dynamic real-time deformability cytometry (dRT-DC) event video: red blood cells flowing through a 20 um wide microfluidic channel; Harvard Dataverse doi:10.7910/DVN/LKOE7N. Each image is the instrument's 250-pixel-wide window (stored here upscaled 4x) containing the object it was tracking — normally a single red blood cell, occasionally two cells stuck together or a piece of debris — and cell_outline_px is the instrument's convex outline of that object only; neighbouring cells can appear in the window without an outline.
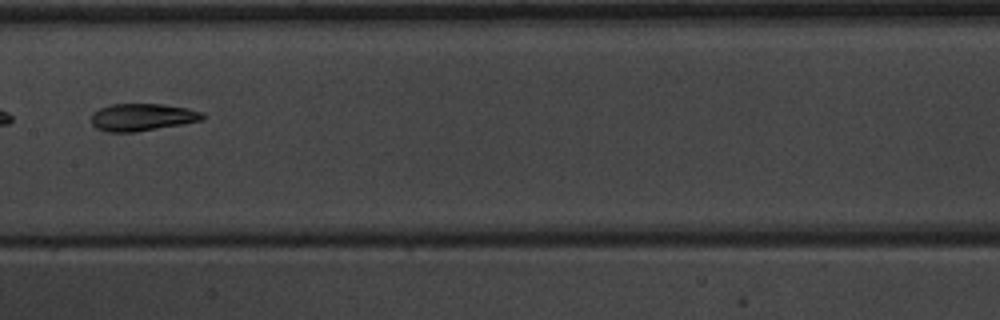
{"species": "common noctule bat (a hibernating species)", "species_latin": "Nyctalus noctula", "temperature_condition": "warm", "stored_images_in_passage": 9, "camera_frame_rate_fps": 3000, "um_per_image_px": 0.085, "animal": {"sex": "male", "body_mass_g": 20.1, "forearm_length_mm": 53.5}, "frame": {"image": 1, "passage_image": 8, "time_ms": 8.333, "image_size_px": [1000, 320], "cell_outline_px": [[204, 120], [184, 124], [136, 132], [104, 132], [96, 128], [92, 124], [92, 112], [100, 108], [112, 104], [160, 104], [188, 108], [204, 112]], "centroid_in_image_um": [12.1, 9.97], "position_along_channel_um": 195.3, "area_um2": 17.92}}
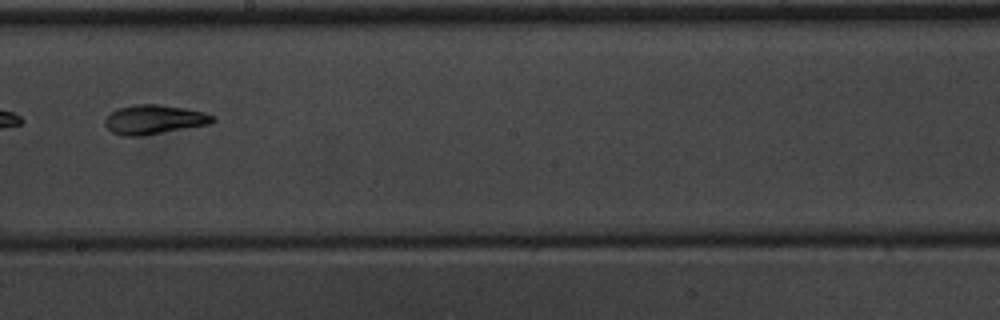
{"frame": {"image": 2, "passage_image": 9, "time_ms": 9.333, "image_size_px": [1000, 320], "cell_outline_px": [[216, 120], [212, 124], [140, 136], [124, 136], [112, 132], [104, 124], [104, 120], [112, 112], [120, 108], [132, 104], [156, 104], [184, 108], [204, 112], [216, 116]], "centroid_in_image_um": [13.14, 10.16], "position_along_channel_um": 235.1, "area_um2": 18.38}}